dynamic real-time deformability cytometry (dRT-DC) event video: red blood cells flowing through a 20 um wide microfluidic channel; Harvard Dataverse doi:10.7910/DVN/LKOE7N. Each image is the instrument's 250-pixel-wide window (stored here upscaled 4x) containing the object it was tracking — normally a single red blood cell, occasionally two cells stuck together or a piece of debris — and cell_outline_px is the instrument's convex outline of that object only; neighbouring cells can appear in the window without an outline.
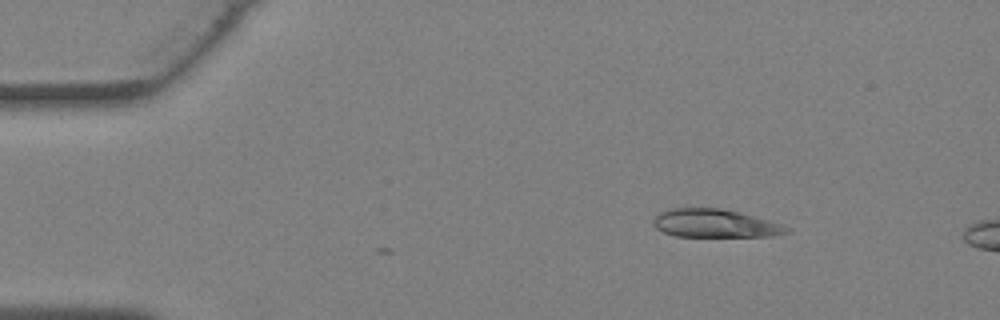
{"species": "Egyptian fruit bat (a non-hibernating species)", "species_latin": "Rousettus aegyptiacus", "temperature_condition": "warm", "stored_images_in_passage": 3, "camera_frame_rate_fps": 3000, "um_per_image_px": 0.085, "animal": {"sex": "female"}, "frame": {"image": 1, "passage_image": 1, "time_ms": 0.0, "image_size_px": [1000, 320], "cell_outline_px": [[792, 228], [788, 232], [772, 236], [676, 236], [664, 232], [656, 228], [652, 224], [652, 220], [660, 212], [668, 208], [720, 208], [740, 212], [780, 224]], "centroid_in_image_um": [60.74, 18.98], "position_along_channel_um": 24.3, "area_um2": 21.79}}